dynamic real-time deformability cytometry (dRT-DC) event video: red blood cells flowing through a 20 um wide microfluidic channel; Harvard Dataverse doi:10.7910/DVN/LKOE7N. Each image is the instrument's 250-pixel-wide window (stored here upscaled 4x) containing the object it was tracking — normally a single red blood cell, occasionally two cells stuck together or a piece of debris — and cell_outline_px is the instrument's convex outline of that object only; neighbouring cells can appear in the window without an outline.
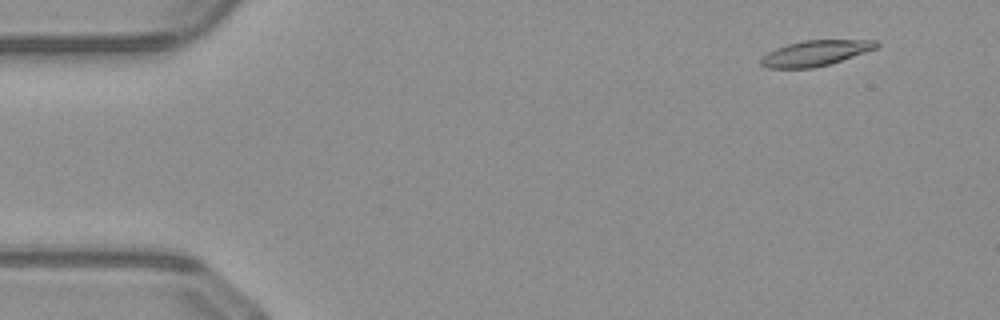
{"species": "common noctule bat (a hibernating species)", "species_latin": "Nyctalus noctula", "temperature_condition": "warm", "stored_images_in_passage": 50, "camera_frame_rate_fps": 3000, "um_per_image_px": 0.085, "animal": {"sex": "male", "body_mass_g": 23.1, "forearm_length_mm": 52.7}, "frame": {"image": 1, "passage_image": 5, "time_ms": 1.333, "image_size_px": [1000, 320], "cell_outline_px": [[880, 44], [876, 48], [832, 64], [812, 68], [768, 68], [760, 64], [760, 60], [768, 52], [776, 48], [788, 44], [804, 40], [876, 40]], "centroid_in_image_um": [69.32, 4.52], "position_along_channel_um": 15.7, "area_um2": 17.11}}
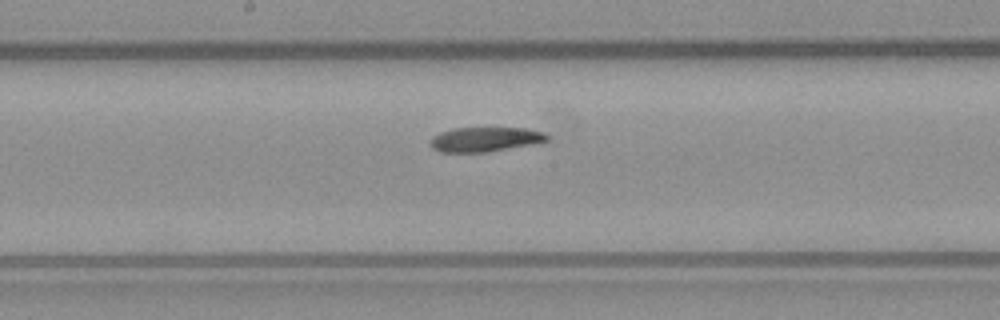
{"frame": {"image": 2, "passage_image": 27, "time_ms": 8.667, "image_size_px": [1000, 320], "cell_outline_px": [[548, 140], [532, 144], [488, 152], [440, 152], [432, 148], [428, 144], [432, 136], [440, 132], [452, 128], [524, 128], [544, 132], [548, 136]], "centroid_in_image_um": [41.18, 11.84], "position_along_channel_um": 207.0, "area_um2": 16.76}}
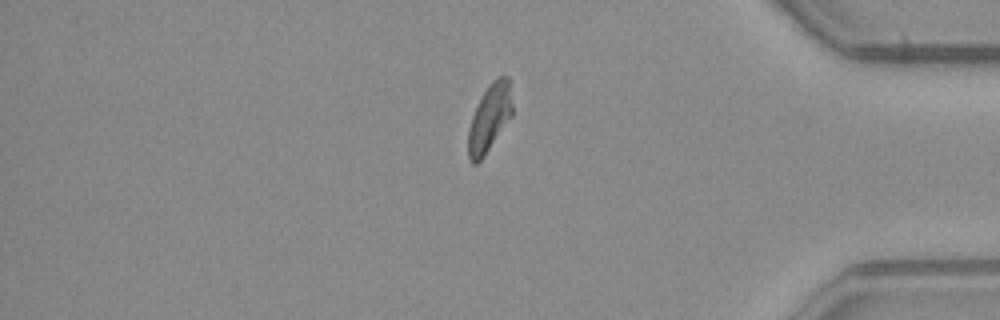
{"frame": {"image": 3, "passage_image": 43, "time_ms": 14.0, "image_size_px": [1000, 320], "cell_outline_px": [[512, 116], [484, 156], [476, 164], [472, 164], [468, 156], [468, 128], [472, 116], [484, 92], [492, 80], [496, 76], [508, 76], [512, 104]], "centroid_in_image_um": [41.61, 10.03], "position_along_channel_um": 393.6, "area_um2": 17.17}}